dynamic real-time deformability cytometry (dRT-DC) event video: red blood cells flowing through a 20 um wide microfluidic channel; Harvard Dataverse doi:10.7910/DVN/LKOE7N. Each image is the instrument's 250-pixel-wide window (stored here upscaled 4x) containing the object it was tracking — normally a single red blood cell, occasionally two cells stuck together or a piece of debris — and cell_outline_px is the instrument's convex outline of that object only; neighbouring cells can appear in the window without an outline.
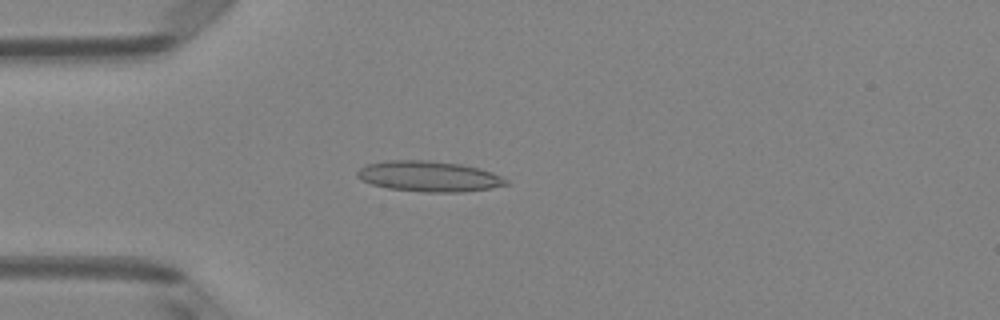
{"species": "Egyptian fruit bat (a non-hibernating species)", "species_latin": "Rousettus aegyptiacus", "temperature_condition": "room temperature", "stored_images_in_passage": 50, "camera_frame_rate_fps": 3000, "um_per_image_px": 0.085, "animal": {"sex": "female"}, "frame": {"image": 1, "passage_image": 14, "time_ms": 4.333, "image_size_px": [1000, 320], "cell_outline_px": [[508, 184], [488, 188], [464, 192], [420, 192], [388, 188], [372, 184], [360, 180], [356, 176], [356, 172], [360, 168], [368, 164], [388, 160], [428, 160], [460, 164], [480, 168], [492, 172], [508, 180]], "centroid_in_image_um": [36.43, 14.99], "position_along_channel_um": 48.6, "area_um2": 26.53}}
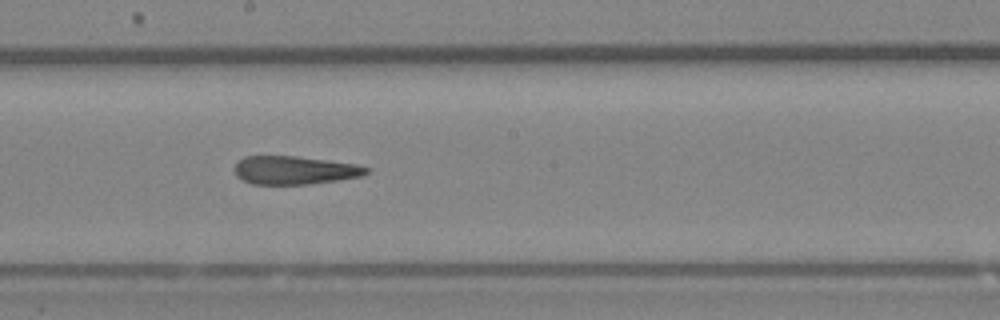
{"frame": {"image": 2, "passage_image": 28, "time_ms": 9.0, "image_size_px": [1000, 320], "cell_outline_px": [[368, 172], [360, 176], [336, 180], [308, 184], [252, 184], [236, 176], [236, 164], [244, 156], [296, 156], [356, 164], [368, 168]], "centroid_in_image_um": [25.02, 14.46], "position_along_channel_um": 223.2, "area_um2": 21.39}}
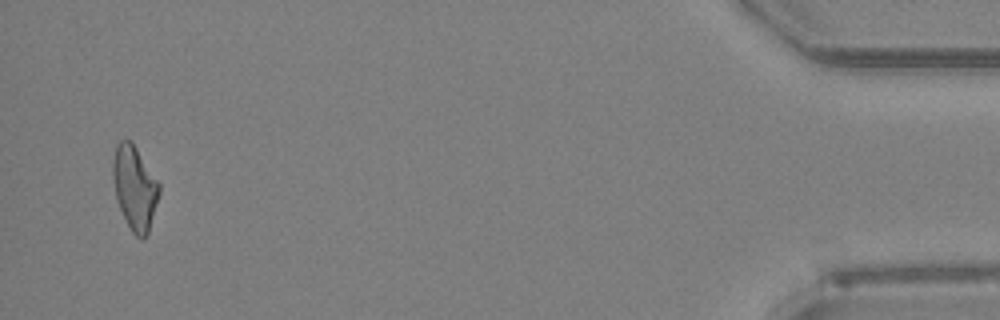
{"frame": {"image": 3, "passage_image": 49, "time_ms": 16.0, "image_size_px": [1000, 320], "cell_outline_px": [[160, 192], [148, 232], [144, 236], [136, 236], [132, 232], [120, 208], [116, 196], [112, 176], [112, 160], [116, 144], [120, 140], [132, 140], [160, 184]], "centroid_in_image_um": [11.44, 15.88], "position_along_channel_um": 423.8, "area_um2": 22.43}, "authors_computed_cell_mechanics": {"area_um2": 23.1778, "velocity_mm_per_s": 4.0317, "shape_relaxation_time_tau1_ms": null, "shape_relaxation_time_tau2_ms": 4.462, "deformation_change_tau1": null, "deformation_change_tau2": 0.1602}}